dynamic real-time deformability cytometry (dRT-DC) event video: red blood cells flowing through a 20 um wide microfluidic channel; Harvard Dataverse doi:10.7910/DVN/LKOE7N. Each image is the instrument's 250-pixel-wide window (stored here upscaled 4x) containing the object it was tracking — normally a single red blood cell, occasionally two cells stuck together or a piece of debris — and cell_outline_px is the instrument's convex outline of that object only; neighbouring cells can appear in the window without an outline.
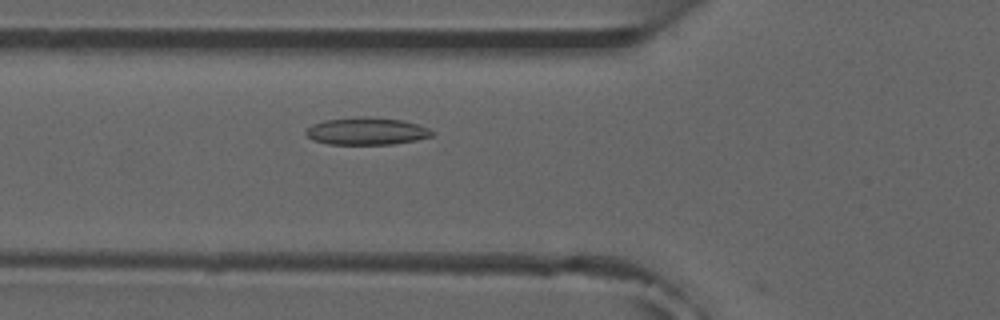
{"species": "common noctule bat (a hibernating species)", "species_latin": "Nyctalus noctula", "temperature_condition": "room temperature", "stored_images_in_passage": 5, "camera_frame_rate_fps": 3000, "um_per_image_px": 0.085, "animal": {"sex": "male", "forearm_length_mm": 52.5}, "frame": {"image": 1, "passage_image": 5, "time_ms": 4.667, "image_size_px": [1000, 320], "cell_outline_px": [[432, 136], [416, 140], [392, 144], [328, 144], [312, 140], [304, 132], [312, 124], [324, 120], [368, 116], [404, 120], [428, 128], [432, 132]], "centroid_in_image_um": [31.14, 11.15], "position_along_channel_um": 94.7, "area_um2": 20.0}}